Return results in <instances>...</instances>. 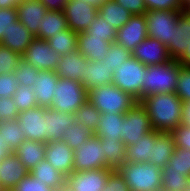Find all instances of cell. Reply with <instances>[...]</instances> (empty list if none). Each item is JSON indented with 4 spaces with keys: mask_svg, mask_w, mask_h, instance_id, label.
<instances>
[{
    "mask_svg": "<svg viewBox=\"0 0 190 191\" xmlns=\"http://www.w3.org/2000/svg\"><path fill=\"white\" fill-rule=\"evenodd\" d=\"M146 109L153 129L172 132L182 123V100L175 93L152 94L140 101Z\"/></svg>",
    "mask_w": 190,
    "mask_h": 191,
    "instance_id": "cell-1",
    "label": "cell"
},
{
    "mask_svg": "<svg viewBox=\"0 0 190 191\" xmlns=\"http://www.w3.org/2000/svg\"><path fill=\"white\" fill-rule=\"evenodd\" d=\"M118 171L131 191H155L161 188L162 169L149 161L125 162Z\"/></svg>",
    "mask_w": 190,
    "mask_h": 191,
    "instance_id": "cell-2",
    "label": "cell"
},
{
    "mask_svg": "<svg viewBox=\"0 0 190 191\" xmlns=\"http://www.w3.org/2000/svg\"><path fill=\"white\" fill-rule=\"evenodd\" d=\"M179 61L147 66L143 81V99L152 94L174 93L178 82Z\"/></svg>",
    "mask_w": 190,
    "mask_h": 191,
    "instance_id": "cell-3",
    "label": "cell"
},
{
    "mask_svg": "<svg viewBox=\"0 0 190 191\" xmlns=\"http://www.w3.org/2000/svg\"><path fill=\"white\" fill-rule=\"evenodd\" d=\"M87 99L101 113L124 114L138 102L130 94L122 91L113 83L91 89L88 91Z\"/></svg>",
    "mask_w": 190,
    "mask_h": 191,
    "instance_id": "cell-4",
    "label": "cell"
},
{
    "mask_svg": "<svg viewBox=\"0 0 190 191\" xmlns=\"http://www.w3.org/2000/svg\"><path fill=\"white\" fill-rule=\"evenodd\" d=\"M146 69V65L132 56L113 73V84L140 102Z\"/></svg>",
    "mask_w": 190,
    "mask_h": 191,
    "instance_id": "cell-5",
    "label": "cell"
},
{
    "mask_svg": "<svg viewBox=\"0 0 190 191\" xmlns=\"http://www.w3.org/2000/svg\"><path fill=\"white\" fill-rule=\"evenodd\" d=\"M51 109L59 112L74 114L86 101L88 91L78 81L73 79L58 78L57 88Z\"/></svg>",
    "mask_w": 190,
    "mask_h": 191,
    "instance_id": "cell-6",
    "label": "cell"
},
{
    "mask_svg": "<svg viewBox=\"0 0 190 191\" xmlns=\"http://www.w3.org/2000/svg\"><path fill=\"white\" fill-rule=\"evenodd\" d=\"M154 130L146 109L137 102L124 113L122 121V142L125 146L133 145L139 139Z\"/></svg>",
    "mask_w": 190,
    "mask_h": 191,
    "instance_id": "cell-7",
    "label": "cell"
},
{
    "mask_svg": "<svg viewBox=\"0 0 190 191\" xmlns=\"http://www.w3.org/2000/svg\"><path fill=\"white\" fill-rule=\"evenodd\" d=\"M183 11L148 10L145 13L148 37L158 40L166 47L172 43L173 28Z\"/></svg>",
    "mask_w": 190,
    "mask_h": 191,
    "instance_id": "cell-8",
    "label": "cell"
},
{
    "mask_svg": "<svg viewBox=\"0 0 190 191\" xmlns=\"http://www.w3.org/2000/svg\"><path fill=\"white\" fill-rule=\"evenodd\" d=\"M74 171H87L93 169L107 168L106 156L101 147V139L93 135L74 150Z\"/></svg>",
    "mask_w": 190,
    "mask_h": 191,
    "instance_id": "cell-9",
    "label": "cell"
},
{
    "mask_svg": "<svg viewBox=\"0 0 190 191\" xmlns=\"http://www.w3.org/2000/svg\"><path fill=\"white\" fill-rule=\"evenodd\" d=\"M60 57L48 41L35 37L22 55V60L39 70L56 71Z\"/></svg>",
    "mask_w": 190,
    "mask_h": 191,
    "instance_id": "cell-10",
    "label": "cell"
},
{
    "mask_svg": "<svg viewBox=\"0 0 190 191\" xmlns=\"http://www.w3.org/2000/svg\"><path fill=\"white\" fill-rule=\"evenodd\" d=\"M63 12L68 28L78 34L90 27L98 15V8L83 0H68Z\"/></svg>",
    "mask_w": 190,
    "mask_h": 191,
    "instance_id": "cell-11",
    "label": "cell"
},
{
    "mask_svg": "<svg viewBox=\"0 0 190 191\" xmlns=\"http://www.w3.org/2000/svg\"><path fill=\"white\" fill-rule=\"evenodd\" d=\"M112 171L109 168L73 171L66 178L65 188L69 191H102Z\"/></svg>",
    "mask_w": 190,
    "mask_h": 191,
    "instance_id": "cell-12",
    "label": "cell"
},
{
    "mask_svg": "<svg viewBox=\"0 0 190 191\" xmlns=\"http://www.w3.org/2000/svg\"><path fill=\"white\" fill-rule=\"evenodd\" d=\"M46 107L37 106L18 114L20 130L26 139L46 143V120L44 111Z\"/></svg>",
    "mask_w": 190,
    "mask_h": 191,
    "instance_id": "cell-13",
    "label": "cell"
},
{
    "mask_svg": "<svg viewBox=\"0 0 190 191\" xmlns=\"http://www.w3.org/2000/svg\"><path fill=\"white\" fill-rule=\"evenodd\" d=\"M147 37L145 15H133L123 27L117 30L116 43L132 52Z\"/></svg>",
    "mask_w": 190,
    "mask_h": 191,
    "instance_id": "cell-14",
    "label": "cell"
},
{
    "mask_svg": "<svg viewBox=\"0 0 190 191\" xmlns=\"http://www.w3.org/2000/svg\"><path fill=\"white\" fill-rule=\"evenodd\" d=\"M74 151L64 141L46 143L45 160L66 178L74 171Z\"/></svg>",
    "mask_w": 190,
    "mask_h": 191,
    "instance_id": "cell-15",
    "label": "cell"
},
{
    "mask_svg": "<svg viewBox=\"0 0 190 191\" xmlns=\"http://www.w3.org/2000/svg\"><path fill=\"white\" fill-rule=\"evenodd\" d=\"M132 56L146 66L164 64L171 60L167 47L151 37L138 45L132 51Z\"/></svg>",
    "mask_w": 190,
    "mask_h": 191,
    "instance_id": "cell-16",
    "label": "cell"
},
{
    "mask_svg": "<svg viewBox=\"0 0 190 191\" xmlns=\"http://www.w3.org/2000/svg\"><path fill=\"white\" fill-rule=\"evenodd\" d=\"M89 60L78 51L60 57L56 74L59 78L73 79L81 84L86 80V68Z\"/></svg>",
    "mask_w": 190,
    "mask_h": 191,
    "instance_id": "cell-17",
    "label": "cell"
},
{
    "mask_svg": "<svg viewBox=\"0 0 190 191\" xmlns=\"http://www.w3.org/2000/svg\"><path fill=\"white\" fill-rule=\"evenodd\" d=\"M172 43L167 46V51L172 60H179L189 47L190 40V11H183L178 23L173 28Z\"/></svg>",
    "mask_w": 190,
    "mask_h": 191,
    "instance_id": "cell-18",
    "label": "cell"
},
{
    "mask_svg": "<svg viewBox=\"0 0 190 191\" xmlns=\"http://www.w3.org/2000/svg\"><path fill=\"white\" fill-rule=\"evenodd\" d=\"M29 170L13 153L0 162V190H13Z\"/></svg>",
    "mask_w": 190,
    "mask_h": 191,
    "instance_id": "cell-19",
    "label": "cell"
},
{
    "mask_svg": "<svg viewBox=\"0 0 190 191\" xmlns=\"http://www.w3.org/2000/svg\"><path fill=\"white\" fill-rule=\"evenodd\" d=\"M46 120V143L53 141H62L64 131L75 122V114L59 112L47 108L44 111Z\"/></svg>",
    "mask_w": 190,
    "mask_h": 191,
    "instance_id": "cell-20",
    "label": "cell"
},
{
    "mask_svg": "<svg viewBox=\"0 0 190 191\" xmlns=\"http://www.w3.org/2000/svg\"><path fill=\"white\" fill-rule=\"evenodd\" d=\"M16 8L18 20L33 36L37 37L38 27L48 11L46 7L39 0H29L19 2Z\"/></svg>",
    "mask_w": 190,
    "mask_h": 191,
    "instance_id": "cell-21",
    "label": "cell"
},
{
    "mask_svg": "<svg viewBox=\"0 0 190 191\" xmlns=\"http://www.w3.org/2000/svg\"><path fill=\"white\" fill-rule=\"evenodd\" d=\"M58 75L56 71L40 70L37 82H34L32 91L37 96L38 106L50 108L57 88Z\"/></svg>",
    "mask_w": 190,
    "mask_h": 191,
    "instance_id": "cell-22",
    "label": "cell"
},
{
    "mask_svg": "<svg viewBox=\"0 0 190 191\" xmlns=\"http://www.w3.org/2000/svg\"><path fill=\"white\" fill-rule=\"evenodd\" d=\"M109 45L103 37H88L85 32L78 33L77 51L89 61L101 62L107 56Z\"/></svg>",
    "mask_w": 190,
    "mask_h": 191,
    "instance_id": "cell-23",
    "label": "cell"
},
{
    "mask_svg": "<svg viewBox=\"0 0 190 191\" xmlns=\"http://www.w3.org/2000/svg\"><path fill=\"white\" fill-rule=\"evenodd\" d=\"M155 140L156 131L152 130L146 133L142 139L136 141L135 144L126 146L125 162L142 163L149 161L153 157Z\"/></svg>",
    "mask_w": 190,
    "mask_h": 191,
    "instance_id": "cell-24",
    "label": "cell"
},
{
    "mask_svg": "<svg viewBox=\"0 0 190 191\" xmlns=\"http://www.w3.org/2000/svg\"><path fill=\"white\" fill-rule=\"evenodd\" d=\"M46 143L25 139V141L14 150V154L30 171L41 161L45 160Z\"/></svg>",
    "mask_w": 190,
    "mask_h": 191,
    "instance_id": "cell-25",
    "label": "cell"
},
{
    "mask_svg": "<svg viewBox=\"0 0 190 191\" xmlns=\"http://www.w3.org/2000/svg\"><path fill=\"white\" fill-rule=\"evenodd\" d=\"M34 38L35 36L18 20L7 36H3L0 45L22 56Z\"/></svg>",
    "mask_w": 190,
    "mask_h": 191,
    "instance_id": "cell-26",
    "label": "cell"
},
{
    "mask_svg": "<svg viewBox=\"0 0 190 191\" xmlns=\"http://www.w3.org/2000/svg\"><path fill=\"white\" fill-rule=\"evenodd\" d=\"M124 114L101 113L99 126L94 133L100 139L122 141V121Z\"/></svg>",
    "mask_w": 190,
    "mask_h": 191,
    "instance_id": "cell-27",
    "label": "cell"
},
{
    "mask_svg": "<svg viewBox=\"0 0 190 191\" xmlns=\"http://www.w3.org/2000/svg\"><path fill=\"white\" fill-rule=\"evenodd\" d=\"M153 157L149 162L163 169L175 150V143L171 132H157L154 141Z\"/></svg>",
    "mask_w": 190,
    "mask_h": 191,
    "instance_id": "cell-28",
    "label": "cell"
},
{
    "mask_svg": "<svg viewBox=\"0 0 190 191\" xmlns=\"http://www.w3.org/2000/svg\"><path fill=\"white\" fill-rule=\"evenodd\" d=\"M113 83V72L111 68L99 61H89V66L86 68V80L82 85L87 91L95 87L110 85Z\"/></svg>",
    "mask_w": 190,
    "mask_h": 191,
    "instance_id": "cell-29",
    "label": "cell"
},
{
    "mask_svg": "<svg viewBox=\"0 0 190 191\" xmlns=\"http://www.w3.org/2000/svg\"><path fill=\"white\" fill-rule=\"evenodd\" d=\"M67 28V20L63 11H47L38 27L36 38L48 41Z\"/></svg>",
    "mask_w": 190,
    "mask_h": 191,
    "instance_id": "cell-30",
    "label": "cell"
},
{
    "mask_svg": "<svg viewBox=\"0 0 190 191\" xmlns=\"http://www.w3.org/2000/svg\"><path fill=\"white\" fill-rule=\"evenodd\" d=\"M98 15L103 18L104 21L113 24L116 30L123 27L133 16L115 0H105L104 3L98 7Z\"/></svg>",
    "mask_w": 190,
    "mask_h": 191,
    "instance_id": "cell-31",
    "label": "cell"
},
{
    "mask_svg": "<svg viewBox=\"0 0 190 191\" xmlns=\"http://www.w3.org/2000/svg\"><path fill=\"white\" fill-rule=\"evenodd\" d=\"M29 173L55 191L65 187L66 177L46 160L41 161L36 167L30 170Z\"/></svg>",
    "mask_w": 190,
    "mask_h": 191,
    "instance_id": "cell-32",
    "label": "cell"
},
{
    "mask_svg": "<svg viewBox=\"0 0 190 191\" xmlns=\"http://www.w3.org/2000/svg\"><path fill=\"white\" fill-rule=\"evenodd\" d=\"M101 147L105 152L107 168L115 171L125 163L126 146L121 140L101 139Z\"/></svg>",
    "mask_w": 190,
    "mask_h": 191,
    "instance_id": "cell-33",
    "label": "cell"
},
{
    "mask_svg": "<svg viewBox=\"0 0 190 191\" xmlns=\"http://www.w3.org/2000/svg\"><path fill=\"white\" fill-rule=\"evenodd\" d=\"M48 44L60 56L74 53L77 51L78 34L67 28L50 38Z\"/></svg>",
    "mask_w": 190,
    "mask_h": 191,
    "instance_id": "cell-34",
    "label": "cell"
},
{
    "mask_svg": "<svg viewBox=\"0 0 190 191\" xmlns=\"http://www.w3.org/2000/svg\"><path fill=\"white\" fill-rule=\"evenodd\" d=\"M93 135L95 134L89 127L82 125L75 120L68 130L64 131L62 141L66 142V144L74 151Z\"/></svg>",
    "mask_w": 190,
    "mask_h": 191,
    "instance_id": "cell-35",
    "label": "cell"
},
{
    "mask_svg": "<svg viewBox=\"0 0 190 191\" xmlns=\"http://www.w3.org/2000/svg\"><path fill=\"white\" fill-rule=\"evenodd\" d=\"M163 169L166 172H177L190 178V150L175 147L167 166Z\"/></svg>",
    "mask_w": 190,
    "mask_h": 191,
    "instance_id": "cell-36",
    "label": "cell"
},
{
    "mask_svg": "<svg viewBox=\"0 0 190 191\" xmlns=\"http://www.w3.org/2000/svg\"><path fill=\"white\" fill-rule=\"evenodd\" d=\"M0 133H3V138L13 151L26 139L25 134L20 130V123L18 120L0 121Z\"/></svg>",
    "mask_w": 190,
    "mask_h": 191,
    "instance_id": "cell-37",
    "label": "cell"
},
{
    "mask_svg": "<svg viewBox=\"0 0 190 191\" xmlns=\"http://www.w3.org/2000/svg\"><path fill=\"white\" fill-rule=\"evenodd\" d=\"M85 33L88 37H103V40L110 44L116 42L117 30L113 27V24L104 21L99 15L96 16Z\"/></svg>",
    "mask_w": 190,
    "mask_h": 191,
    "instance_id": "cell-38",
    "label": "cell"
},
{
    "mask_svg": "<svg viewBox=\"0 0 190 191\" xmlns=\"http://www.w3.org/2000/svg\"><path fill=\"white\" fill-rule=\"evenodd\" d=\"M76 121L89 127L94 133L99 126L101 112L89 101H86L75 113Z\"/></svg>",
    "mask_w": 190,
    "mask_h": 191,
    "instance_id": "cell-39",
    "label": "cell"
},
{
    "mask_svg": "<svg viewBox=\"0 0 190 191\" xmlns=\"http://www.w3.org/2000/svg\"><path fill=\"white\" fill-rule=\"evenodd\" d=\"M130 57H132L131 51L114 42L109 45V50L107 51V56L103 59V63H105L108 68H111L114 73L116 69Z\"/></svg>",
    "mask_w": 190,
    "mask_h": 191,
    "instance_id": "cell-40",
    "label": "cell"
},
{
    "mask_svg": "<svg viewBox=\"0 0 190 191\" xmlns=\"http://www.w3.org/2000/svg\"><path fill=\"white\" fill-rule=\"evenodd\" d=\"M189 177L162 169L161 188L167 191H187Z\"/></svg>",
    "mask_w": 190,
    "mask_h": 191,
    "instance_id": "cell-41",
    "label": "cell"
},
{
    "mask_svg": "<svg viewBox=\"0 0 190 191\" xmlns=\"http://www.w3.org/2000/svg\"><path fill=\"white\" fill-rule=\"evenodd\" d=\"M13 101L19 112L38 106L37 96L33 93L32 88L30 87H17V90L13 95Z\"/></svg>",
    "mask_w": 190,
    "mask_h": 191,
    "instance_id": "cell-42",
    "label": "cell"
},
{
    "mask_svg": "<svg viewBox=\"0 0 190 191\" xmlns=\"http://www.w3.org/2000/svg\"><path fill=\"white\" fill-rule=\"evenodd\" d=\"M39 71V69L34 68L31 64L21 60L13 73L20 86L32 88L34 82H37L36 78H38Z\"/></svg>",
    "mask_w": 190,
    "mask_h": 191,
    "instance_id": "cell-43",
    "label": "cell"
},
{
    "mask_svg": "<svg viewBox=\"0 0 190 191\" xmlns=\"http://www.w3.org/2000/svg\"><path fill=\"white\" fill-rule=\"evenodd\" d=\"M182 102L190 101V67L179 62L178 82L175 92Z\"/></svg>",
    "mask_w": 190,
    "mask_h": 191,
    "instance_id": "cell-44",
    "label": "cell"
},
{
    "mask_svg": "<svg viewBox=\"0 0 190 191\" xmlns=\"http://www.w3.org/2000/svg\"><path fill=\"white\" fill-rule=\"evenodd\" d=\"M22 60V56L0 45V75L13 73Z\"/></svg>",
    "mask_w": 190,
    "mask_h": 191,
    "instance_id": "cell-45",
    "label": "cell"
},
{
    "mask_svg": "<svg viewBox=\"0 0 190 191\" xmlns=\"http://www.w3.org/2000/svg\"><path fill=\"white\" fill-rule=\"evenodd\" d=\"M18 21L17 8H0V41Z\"/></svg>",
    "mask_w": 190,
    "mask_h": 191,
    "instance_id": "cell-46",
    "label": "cell"
},
{
    "mask_svg": "<svg viewBox=\"0 0 190 191\" xmlns=\"http://www.w3.org/2000/svg\"><path fill=\"white\" fill-rule=\"evenodd\" d=\"M13 191H55L44 184L43 181L37 180L30 173L25 176L13 189Z\"/></svg>",
    "mask_w": 190,
    "mask_h": 191,
    "instance_id": "cell-47",
    "label": "cell"
},
{
    "mask_svg": "<svg viewBox=\"0 0 190 191\" xmlns=\"http://www.w3.org/2000/svg\"><path fill=\"white\" fill-rule=\"evenodd\" d=\"M146 10L183 11V0H144Z\"/></svg>",
    "mask_w": 190,
    "mask_h": 191,
    "instance_id": "cell-48",
    "label": "cell"
},
{
    "mask_svg": "<svg viewBox=\"0 0 190 191\" xmlns=\"http://www.w3.org/2000/svg\"><path fill=\"white\" fill-rule=\"evenodd\" d=\"M20 86L19 81L16 79L14 73L1 74L0 75V98L13 97Z\"/></svg>",
    "mask_w": 190,
    "mask_h": 191,
    "instance_id": "cell-49",
    "label": "cell"
},
{
    "mask_svg": "<svg viewBox=\"0 0 190 191\" xmlns=\"http://www.w3.org/2000/svg\"><path fill=\"white\" fill-rule=\"evenodd\" d=\"M19 113L20 112L13 101V97L0 98V121L17 120Z\"/></svg>",
    "mask_w": 190,
    "mask_h": 191,
    "instance_id": "cell-50",
    "label": "cell"
},
{
    "mask_svg": "<svg viewBox=\"0 0 190 191\" xmlns=\"http://www.w3.org/2000/svg\"><path fill=\"white\" fill-rule=\"evenodd\" d=\"M175 147L190 150V127L180 124L171 132Z\"/></svg>",
    "mask_w": 190,
    "mask_h": 191,
    "instance_id": "cell-51",
    "label": "cell"
},
{
    "mask_svg": "<svg viewBox=\"0 0 190 191\" xmlns=\"http://www.w3.org/2000/svg\"><path fill=\"white\" fill-rule=\"evenodd\" d=\"M102 191H131L130 187L125 182L123 176L118 170H113L109 176L107 183L104 185Z\"/></svg>",
    "mask_w": 190,
    "mask_h": 191,
    "instance_id": "cell-52",
    "label": "cell"
},
{
    "mask_svg": "<svg viewBox=\"0 0 190 191\" xmlns=\"http://www.w3.org/2000/svg\"><path fill=\"white\" fill-rule=\"evenodd\" d=\"M132 15H145L146 5L144 0H115Z\"/></svg>",
    "mask_w": 190,
    "mask_h": 191,
    "instance_id": "cell-53",
    "label": "cell"
},
{
    "mask_svg": "<svg viewBox=\"0 0 190 191\" xmlns=\"http://www.w3.org/2000/svg\"><path fill=\"white\" fill-rule=\"evenodd\" d=\"M48 11H63L68 0H39Z\"/></svg>",
    "mask_w": 190,
    "mask_h": 191,
    "instance_id": "cell-54",
    "label": "cell"
},
{
    "mask_svg": "<svg viewBox=\"0 0 190 191\" xmlns=\"http://www.w3.org/2000/svg\"><path fill=\"white\" fill-rule=\"evenodd\" d=\"M13 152L10 145L3 138V133H0V162Z\"/></svg>",
    "mask_w": 190,
    "mask_h": 191,
    "instance_id": "cell-55",
    "label": "cell"
},
{
    "mask_svg": "<svg viewBox=\"0 0 190 191\" xmlns=\"http://www.w3.org/2000/svg\"><path fill=\"white\" fill-rule=\"evenodd\" d=\"M182 125L190 127V101L182 102Z\"/></svg>",
    "mask_w": 190,
    "mask_h": 191,
    "instance_id": "cell-56",
    "label": "cell"
},
{
    "mask_svg": "<svg viewBox=\"0 0 190 191\" xmlns=\"http://www.w3.org/2000/svg\"><path fill=\"white\" fill-rule=\"evenodd\" d=\"M189 47L186 53L178 60L182 65L190 67V40L188 41Z\"/></svg>",
    "mask_w": 190,
    "mask_h": 191,
    "instance_id": "cell-57",
    "label": "cell"
},
{
    "mask_svg": "<svg viewBox=\"0 0 190 191\" xmlns=\"http://www.w3.org/2000/svg\"><path fill=\"white\" fill-rule=\"evenodd\" d=\"M19 4V0H0V8L16 7Z\"/></svg>",
    "mask_w": 190,
    "mask_h": 191,
    "instance_id": "cell-58",
    "label": "cell"
},
{
    "mask_svg": "<svg viewBox=\"0 0 190 191\" xmlns=\"http://www.w3.org/2000/svg\"><path fill=\"white\" fill-rule=\"evenodd\" d=\"M86 3L92 4L96 6L97 8L104 3L105 0H83Z\"/></svg>",
    "mask_w": 190,
    "mask_h": 191,
    "instance_id": "cell-59",
    "label": "cell"
},
{
    "mask_svg": "<svg viewBox=\"0 0 190 191\" xmlns=\"http://www.w3.org/2000/svg\"><path fill=\"white\" fill-rule=\"evenodd\" d=\"M183 11H190V0H183Z\"/></svg>",
    "mask_w": 190,
    "mask_h": 191,
    "instance_id": "cell-60",
    "label": "cell"
},
{
    "mask_svg": "<svg viewBox=\"0 0 190 191\" xmlns=\"http://www.w3.org/2000/svg\"><path fill=\"white\" fill-rule=\"evenodd\" d=\"M58 191H69L67 188H63V189H60V190H58Z\"/></svg>",
    "mask_w": 190,
    "mask_h": 191,
    "instance_id": "cell-61",
    "label": "cell"
},
{
    "mask_svg": "<svg viewBox=\"0 0 190 191\" xmlns=\"http://www.w3.org/2000/svg\"><path fill=\"white\" fill-rule=\"evenodd\" d=\"M187 191H190V179H189V185L187 187Z\"/></svg>",
    "mask_w": 190,
    "mask_h": 191,
    "instance_id": "cell-62",
    "label": "cell"
},
{
    "mask_svg": "<svg viewBox=\"0 0 190 191\" xmlns=\"http://www.w3.org/2000/svg\"><path fill=\"white\" fill-rule=\"evenodd\" d=\"M155 191H167V190H164V189L160 188V189H157Z\"/></svg>",
    "mask_w": 190,
    "mask_h": 191,
    "instance_id": "cell-63",
    "label": "cell"
}]
</instances>
